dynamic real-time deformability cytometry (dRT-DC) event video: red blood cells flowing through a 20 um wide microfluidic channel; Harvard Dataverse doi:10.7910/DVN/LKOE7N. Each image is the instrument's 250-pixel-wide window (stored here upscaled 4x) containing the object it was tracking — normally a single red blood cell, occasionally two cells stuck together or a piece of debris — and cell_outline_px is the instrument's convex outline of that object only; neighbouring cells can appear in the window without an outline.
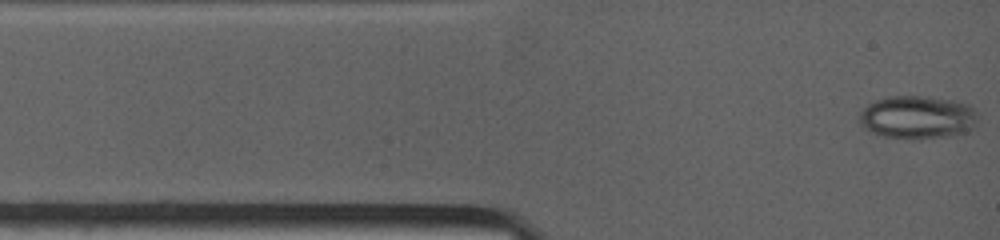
{"species": "common noctule bat (a hibernating species)", "species_latin": "Nyctalus noctula", "temperature_condition": "warm", "stored_images_in_passage": 4, "camera_frame_rate_fps": 4500, "um_per_image_px": 0.085, "animal": {"sex": "female", "body_mass_g": 19.0, "forearm_length_mm": 53.3}, "frame": {"image": 1, "passage_image": 1, "time_ms": 0.0, "image_size_px": [1000, 240], "cell_outline_px": [[976, 120], [972, 128], [968, 132], [956, 136], [920, 140], [912, 140], [884, 136], [868, 132], [860, 124], [860, 112], [868, 104], [876, 100], [888, 96], [916, 96], [952, 100], [968, 104], [976, 112]], "centroid_in_image_um": [77.98, 10.01], "position_along_channel_um": 7.0, "area_um2": 30.17}}